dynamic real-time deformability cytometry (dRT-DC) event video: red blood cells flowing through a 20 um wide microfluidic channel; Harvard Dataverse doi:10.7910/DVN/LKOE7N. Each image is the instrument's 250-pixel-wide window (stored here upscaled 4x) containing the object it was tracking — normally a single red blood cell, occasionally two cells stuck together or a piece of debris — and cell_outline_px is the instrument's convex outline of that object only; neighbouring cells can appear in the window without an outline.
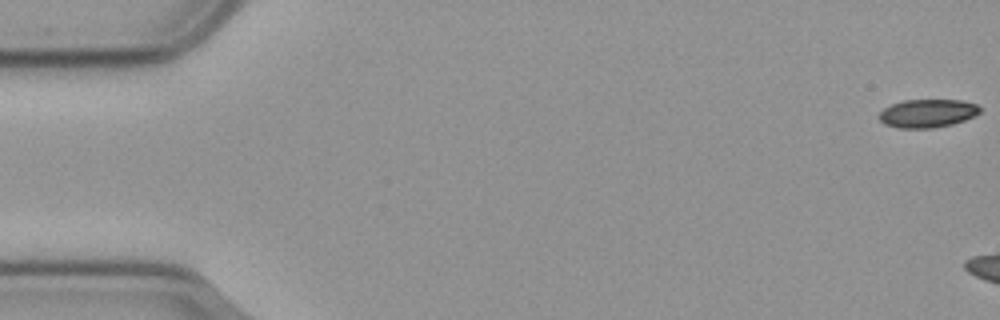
{"species": "common noctule bat (a hibernating species)", "species_latin": "Nyctalus noctula", "temperature_condition": "cold", "stored_images_in_passage": 9, "camera_frame_rate_fps": 3000, "um_per_image_px": 0.085, "animal": {"sex": "male", "body_mass_g": 23.1, "forearm_length_mm": 52.7}, "frame": {"image": 1, "passage_image": 1, "time_ms": 0.0, "image_size_px": [1000, 320], "cell_outline_px": [[980, 112], [976, 116], [952, 124], [932, 128], [896, 128], [884, 124], [876, 116], [884, 108], [892, 104], [904, 100], [960, 100], [976, 104], [980, 108]], "centroid_in_image_um": [78.81, 9.64], "position_along_channel_um": 6.2, "area_um2": 16.7}}